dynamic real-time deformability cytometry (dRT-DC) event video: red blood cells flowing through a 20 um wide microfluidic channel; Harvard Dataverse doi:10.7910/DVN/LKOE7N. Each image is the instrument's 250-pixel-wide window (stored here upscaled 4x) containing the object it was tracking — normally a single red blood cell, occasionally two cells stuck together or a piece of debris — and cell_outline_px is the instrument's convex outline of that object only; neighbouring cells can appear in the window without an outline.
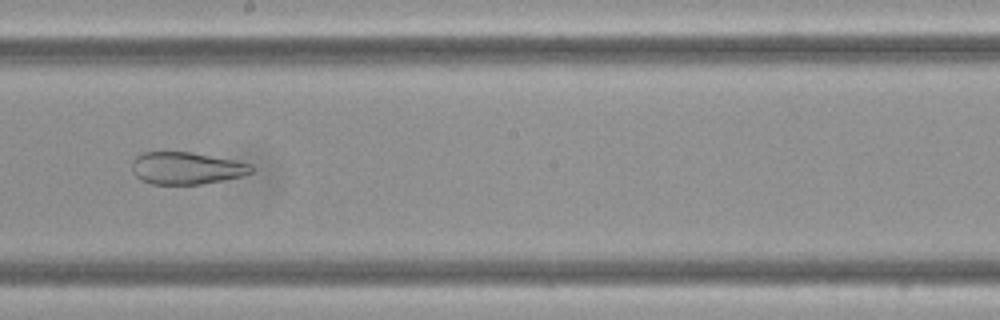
{"species": "Egyptian fruit bat (a non-hibernating species)", "species_latin": "Rousettus aegyptiacus", "temperature_condition": "cold", "stored_images_in_passage": 9, "camera_frame_rate_fps": 3000, "um_per_image_px": 0.085, "frame": {"image": 1, "passage_image": 8, "time_ms": 2.333, "image_size_px": [1000, 320], "cell_outline_px": [[252, 172], [244, 176], [224, 180], [200, 184], [152, 184], [140, 180], [132, 172], [132, 160], [136, 156], [144, 152], [192, 152], [252, 164]], "centroid_in_image_um": [15.82, 14.3], "position_along_channel_um": 232.4, "area_um2": 22.43}}